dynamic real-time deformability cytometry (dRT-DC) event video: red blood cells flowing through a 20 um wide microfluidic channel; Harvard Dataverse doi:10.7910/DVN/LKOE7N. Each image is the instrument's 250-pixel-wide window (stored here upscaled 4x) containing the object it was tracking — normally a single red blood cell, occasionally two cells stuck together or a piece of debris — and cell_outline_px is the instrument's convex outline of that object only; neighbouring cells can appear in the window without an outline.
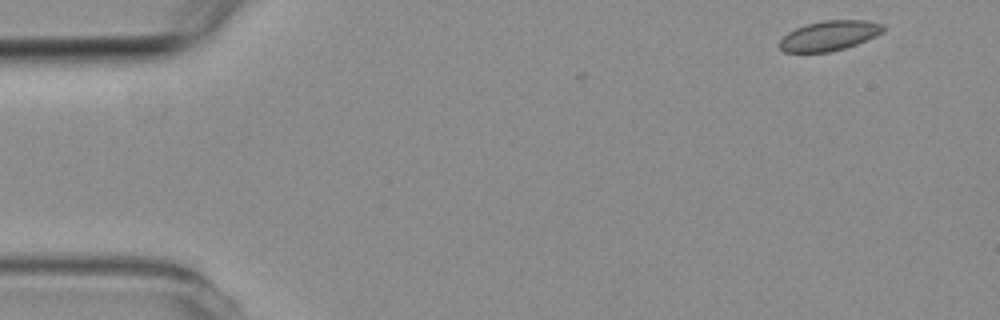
{"species": "common noctule bat (a hibernating species)", "species_latin": "Nyctalus noctula", "temperature_condition": "room temperature", "stored_images_in_passage": 5, "camera_frame_rate_fps": 3000, "um_per_image_px": 0.085, "animal": {"sex": "female", "body_mass_g": 19.3, "forearm_length_mm": 54.1}, "frame": {"image": 1, "passage_image": 1, "time_ms": 0.0, "image_size_px": [1000, 320], "cell_outline_px": [[884, 32], [876, 36], [856, 44], [844, 48], [828, 52], [784, 52], [780, 48], [780, 40], [788, 32], [804, 24], [824, 20], [868, 20], [884, 24]], "centroid_in_image_um": [70.51, 3.02], "position_along_channel_um": 14.5, "area_um2": 18.09}}
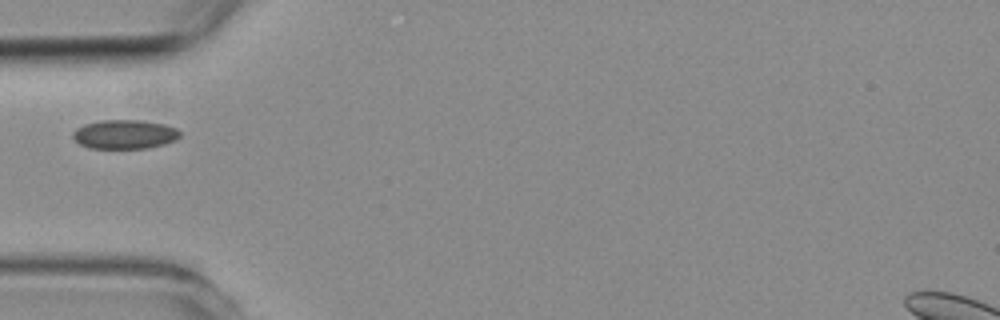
{"frame": {"image": 2, "passage_image": 4, "time_ms": 4.333, "image_size_px": [1000, 320], "cell_outline_px": [[180, 136], [176, 140], [164, 144], [148, 148], [88, 148], [80, 144], [72, 136], [72, 132], [76, 128], [84, 124], [100, 120], [140, 120], [164, 124], [176, 128], [180, 132]], "centroid_in_image_um": [10.59, 11.41], "position_along_channel_um": 74.4, "area_um2": 18.21}}
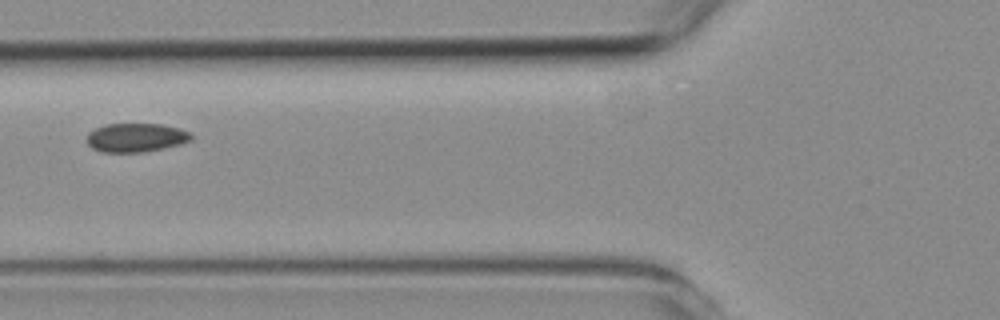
{"frame": {"image": 3, "passage_image": 5, "time_ms": 5.333, "image_size_px": [1000, 320], "cell_outline_px": [[192, 140], [180, 144], [164, 148], [144, 152], [104, 152], [92, 148], [88, 144], [88, 132], [104, 124], [164, 124], [180, 128], [192, 132]], "centroid_in_image_um": [11.6, 11.69], "position_along_channel_um": 114.2, "area_um2": 17.63}}